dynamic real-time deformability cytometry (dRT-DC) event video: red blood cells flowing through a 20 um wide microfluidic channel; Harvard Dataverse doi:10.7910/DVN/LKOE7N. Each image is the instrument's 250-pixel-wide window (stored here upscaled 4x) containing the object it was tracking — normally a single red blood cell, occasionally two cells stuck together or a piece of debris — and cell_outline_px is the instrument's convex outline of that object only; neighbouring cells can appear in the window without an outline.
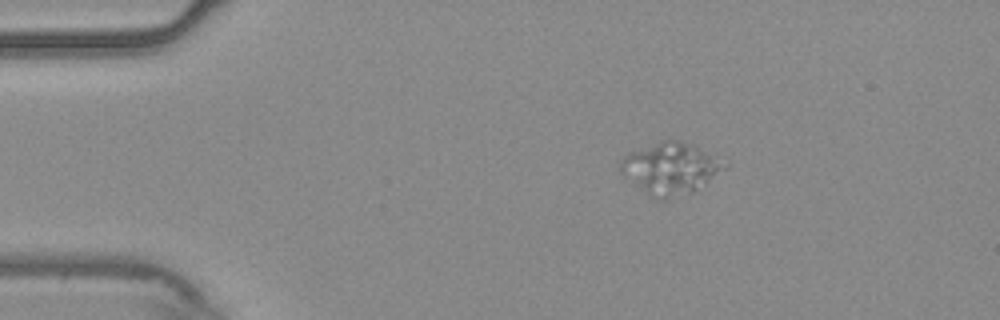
{"species": "common noctule bat (a hibernating species)", "species_latin": "Nyctalus noctula", "temperature_condition": "warm", "stored_images_in_passage": 46, "camera_frame_rate_fps": 3000, "um_per_image_px": 0.085, "animal": {"sex": "male", "body_mass_g": 20.4}, "frame": {"image": 1, "passage_image": 1, "time_ms": 0.0, "image_size_px": [1000, 320], "cell_outline_px": [[728, 168], [692, 192], [668, 200], [664, 200], [624, 176], [620, 172], [620, 160], [628, 152], [664, 140], [676, 140], [696, 144], [728, 160]], "centroid_in_image_um": [57.11, 14.25], "position_along_channel_um": 27.9, "area_um2": 31.15}}
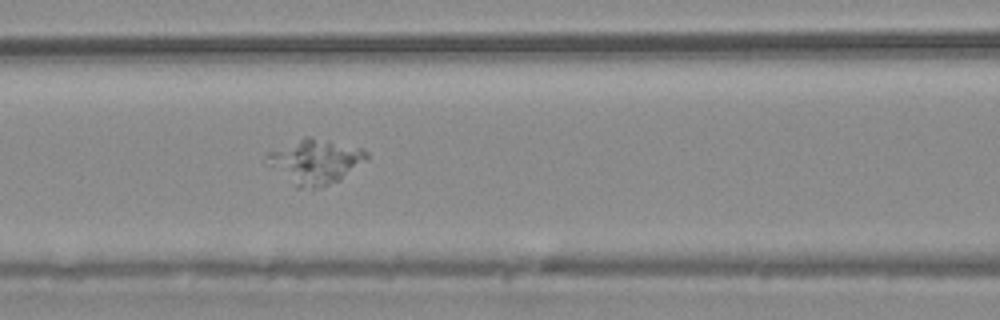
{"frame": {"image": 2, "passage_image": 15, "time_ms": 4.667, "image_size_px": [1000, 320], "cell_outline_px": [[368, 156], [340, 180], [328, 184], [312, 188], [296, 188], [264, 156], [268, 152], [304, 136], [312, 136], [364, 148], [368, 152]], "centroid_in_image_um": [26.82, 13.69], "position_along_channel_um": 139.8, "area_um2": 25.32}}
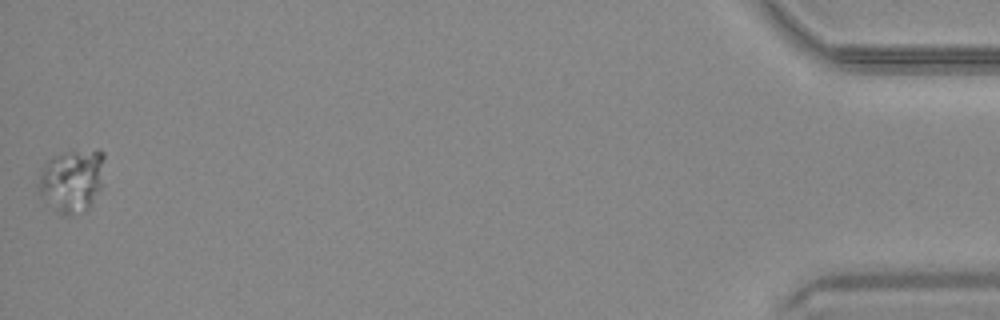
{"frame": {"image": 3, "passage_image": 46, "time_ms": 15.0, "image_size_px": [1000, 320], "cell_outline_px": [[104, 156], [100, 188], [92, 200], [84, 208], [68, 216], [60, 212], [36, 188], [36, 184], [44, 164], [52, 156], [64, 152], [96, 148], [100, 148], [104, 152]], "centroid_in_image_um": [6.1, 15.23], "position_along_channel_um": 429.1, "area_um2": 23.58}}